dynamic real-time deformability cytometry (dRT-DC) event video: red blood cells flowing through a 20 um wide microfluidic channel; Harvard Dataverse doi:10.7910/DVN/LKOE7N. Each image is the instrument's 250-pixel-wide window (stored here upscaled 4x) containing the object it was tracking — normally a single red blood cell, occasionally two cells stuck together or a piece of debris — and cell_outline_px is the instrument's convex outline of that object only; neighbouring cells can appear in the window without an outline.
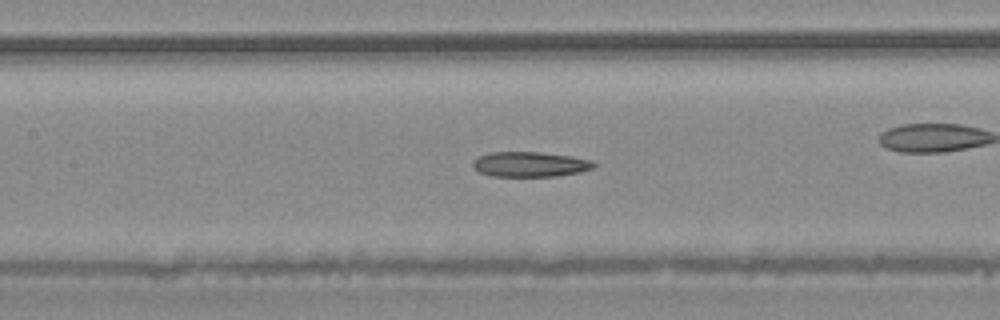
{"species": "common noctule bat (a hibernating species)", "species_latin": "Nyctalus noctula", "temperature_condition": "warm", "stored_images_in_passage": 49, "camera_frame_rate_fps": 3000, "um_per_image_px": 0.085, "animal": {"sex": "male", "body_mass_g": 20.4}, "frame": {"image": 1, "passage_image": 22, "time_ms": 7.0, "image_size_px": [1000, 320], "cell_outline_px": [[596, 164], [592, 168], [580, 172], [556, 176], [492, 176], [480, 172], [472, 168], [472, 160], [480, 156], [492, 152], [540, 152], [572, 156], [592, 160]], "centroid_in_image_um": [45.04, 13.96], "position_along_channel_um": 162.4, "area_um2": 17.69}, "authors_computed_cell_mechanics": {"area_um2": 19.363, "velocity_mm_per_s": 4.1866, "shape_relaxation_time_tau1_ms": 10.5204, "shape_relaxation_time_tau2_ms": 6.7634, "deformation_change_tau1": 0.1807, "deformation_change_tau2": 0.1949}}